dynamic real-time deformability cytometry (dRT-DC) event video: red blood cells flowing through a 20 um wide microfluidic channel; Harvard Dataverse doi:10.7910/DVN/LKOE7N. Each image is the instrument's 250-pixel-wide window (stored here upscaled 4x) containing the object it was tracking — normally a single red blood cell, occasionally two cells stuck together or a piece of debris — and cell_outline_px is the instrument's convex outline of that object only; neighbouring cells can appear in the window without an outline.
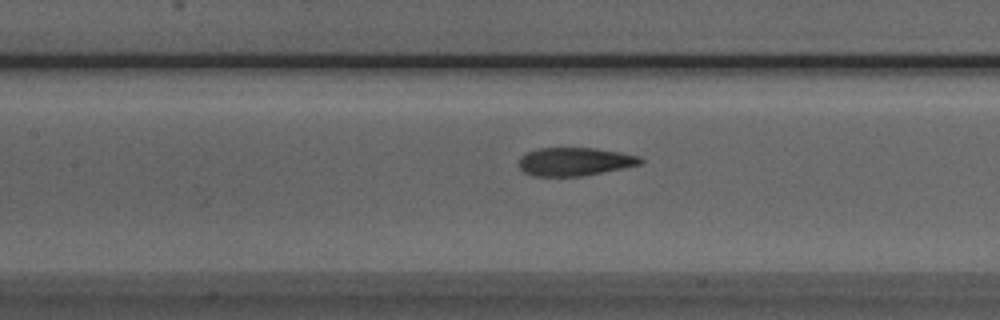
{"species": "Egyptian fruit bat (a non-hibernating species)", "species_latin": "Rousettus aegyptiacus", "temperature_condition": "room temperature", "stored_images_in_passage": 30, "camera_frame_rate_fps": 3000, "um_per_image_px": 0.085, "animal": {"sex": "male"}, "frame": {"image": 1, "passage_image": 8, "time_ms": 2.333, "image_size_px": [1000, 320], "cell_outline_px": [[644, 160], [640, 164], [580, 176], [536, 176], [524, 172], [520, 168], [520, 156], [524, 152], [540, 148], [596, 148], [620, 152], [640, 156]], "centroid_in_image_um": [48.82, 13.72], "position_along_channel_um": 158.6, "area_um2": 19.83}}
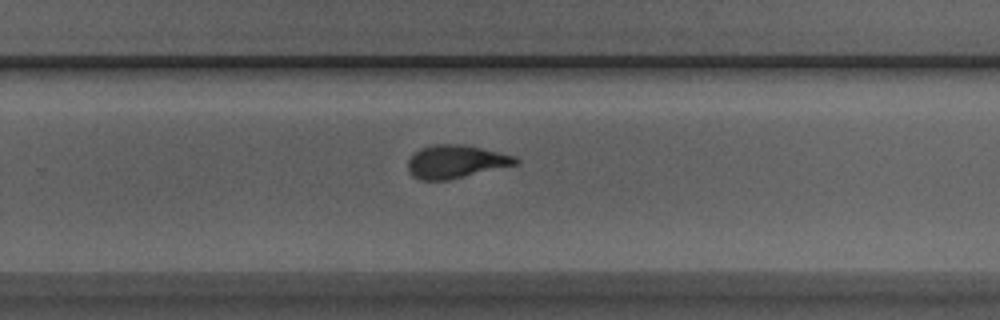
{"frame": {"image": 2, "passage_image": 18, "time_ms": 5.667, "image_size_px": [1000, 320], "cell_outline_px": [[520, 164], [448, 180], [420, 180], [412, 176], [408, 172], [408, 160], [420, 148], [432, 144], [464, 144], [516, 156], [520, 160]], "centroid_in_image_um": [38.76, 13.74], "position_along_channel_um": 291.0, "area_um2": 20.98}}
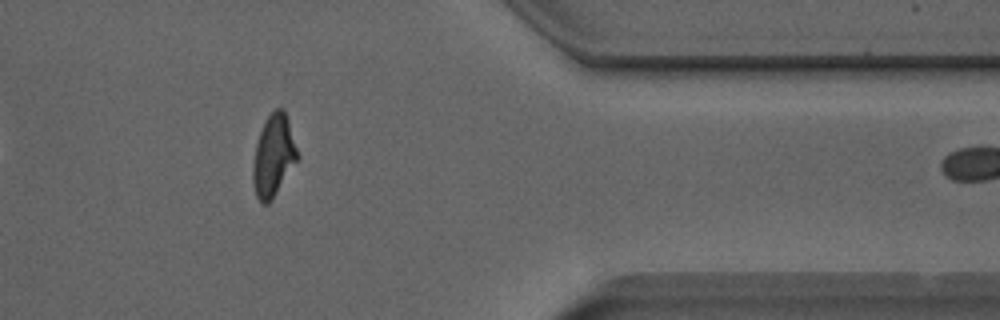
{"frame": {"image": 3, "passage_image": 27, "time_ms": 8.667, "image_size_px": [1000, 320], "cell_outline_px": [[300, 156], [272, 200], [268, 204], [260, 204], [256, 196], [252, 180], [252, 168], [256, 144], [264, 120], [276, 108], [284, 108]], "centroid_in_image_um": [23.24, 13.26], "position_along_channel_um": 388.2, "area_um2": 21.33}, "authors_computed_cell_mechanics": {"area_um2": 21.2126, "velocity_mm_per_s": 3.9985, "shape_relaxation_time_tau1_ms": 5.2981, "shape_relaxation_time_tau2_ms": 1.7196, "deformation_change_tau1": 0.1993, "deformation_change_tau2": 0.0872}}